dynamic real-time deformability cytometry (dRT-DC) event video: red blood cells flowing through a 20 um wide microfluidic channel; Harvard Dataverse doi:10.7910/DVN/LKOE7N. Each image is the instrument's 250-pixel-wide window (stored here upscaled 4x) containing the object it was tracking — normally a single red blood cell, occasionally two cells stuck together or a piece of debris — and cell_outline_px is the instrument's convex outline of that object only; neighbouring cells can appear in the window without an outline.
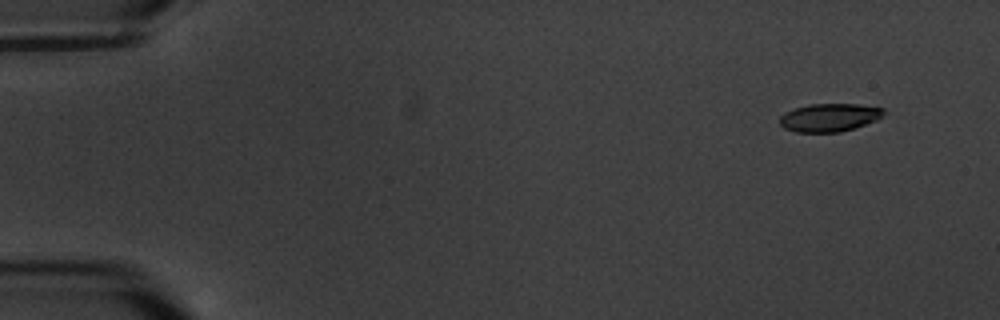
{"species": "common noctule bat (a hibernating species)", "species_latin": "Nyctalus noctula", "temperature_condition": "warm", "stored_images_in_passage": 5, "camera_frame_rate_fps": 3000, "um_per_image_px": 0.085, "animal": {"sex": "male", "body_mass_g": 20.1, "forearm_length_mm": 53.5}, "frame": {"image": 1, "passage_image": 1, "time_ms": 0.0, "image_size_px": [1000, 320], "cell_outline_px": [[884, 112], [876, 120], [856, 128], [840, 132], [796, 132], [784, 128], [780, 124], [780, 116], [784, 112], [808, 104], [856, 104], [884, 108]], "centroid_in_image_um": [70.48, 9.99], "position_along_channel_um": 14.5, "area_um2": 16.99}}